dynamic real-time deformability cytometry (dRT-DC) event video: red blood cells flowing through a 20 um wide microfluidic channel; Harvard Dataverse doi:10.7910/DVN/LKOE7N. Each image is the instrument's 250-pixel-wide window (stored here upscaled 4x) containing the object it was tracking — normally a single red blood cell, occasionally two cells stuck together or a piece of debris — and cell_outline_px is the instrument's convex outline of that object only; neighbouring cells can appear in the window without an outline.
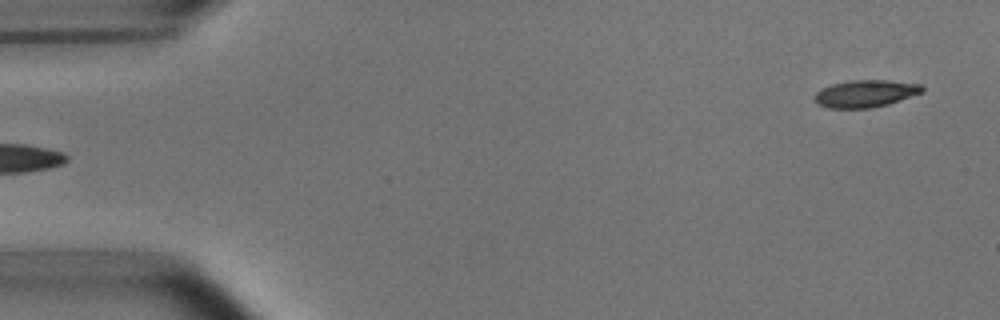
{"species": "common noctule bat (a hibernating species)", "species_latin": "Nyctalus noctula", "temperature_condition": "room temperature", "stored_images_in_passage": 5, "segment_of_instrument_passage": [2, 2], "camera_frame_rate_fps": 3000, "um_per_image_px": 0.085, "animal": {"sex": "male", "body_mass_g": 15.6}, "frame": {"image": 1, "passage_image": 5, "time_ms": 4.667, "image_size_px": [1000, 320], "cell_outline_px": [[924, 92], [888, 104], [872, 108], [828, 108], [816, 104], [816, 92], [832, 84], [848, 80], [888, 80], [920, 84], [924, 88]], "centroid_in_image_um": [73.59, 7.95], "position_along_channel_um": 11.4, "area_um2": 17.05}}